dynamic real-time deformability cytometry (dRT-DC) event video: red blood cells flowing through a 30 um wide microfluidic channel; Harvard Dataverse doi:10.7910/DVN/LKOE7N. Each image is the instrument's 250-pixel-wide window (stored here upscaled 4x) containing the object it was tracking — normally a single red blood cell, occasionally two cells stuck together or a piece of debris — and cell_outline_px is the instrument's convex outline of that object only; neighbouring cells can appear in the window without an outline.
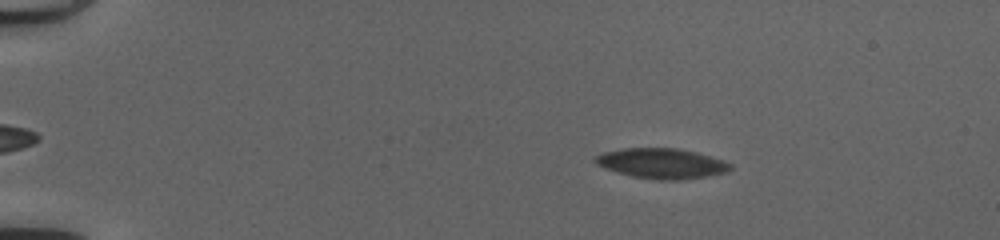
{"species": "common noctule bat (a hibernating species)", "species_latin": "Nyctalus noctula", "temperature_condition": "cold", "stored_images_in_passage": 53, "camera_frame_rate_fps": 3000, "um_per_image_px": 0.085, "animal": {"sex": "female", "body_mass_g": 20.0, "forearm_length_mm": 54.0}, "frame": {"image": 1, "passage_image": 10, "time_ms": 3.0, "image_size_px": [1000, 240], "cell_outline_px": [[732, 168], [728, 172], [704, 176], [676, 180], [660, 180], [632, 176], [596, 164], [596, 156], [604, 152], [624, 148], [676, 148], [696, 152], [724, 160], [732, 164]], "centroid_in_image_um": [56.3, 13.88], "position_along_channel_um": 28.7, "area_um2": 23.35}}
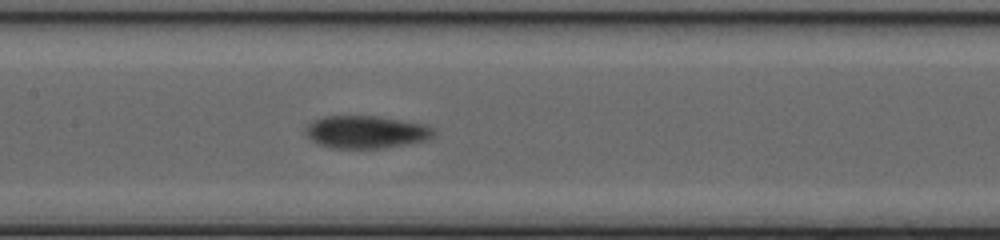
{"frame": {"image": 2, "passage_image": 28, "time_ms": 9.0, "image_size_px": [1000, 240], "cell_outline_px": [[436, 132], [432, 136], [424, 140], [384, 148], [336, 148], [320, 144], [312, 140], [304, 132], [308, 124], [324, 116], [372, 116], [424, 124], [432, 128]], "centroid_in_image_um": [31.09, 11.22], "position_along_channel_um": 176.3, "area_um2": 23.81}}
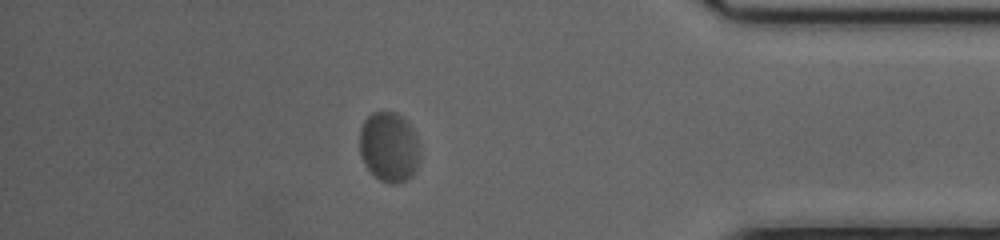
{"frame": {"image": 3, "passage_image": 47, "time_ms": 15.333, "image_size_px": [1000, 240], "cell_outline_px": [[420, 156], [416, 168], [412, 176], [396, 184], [388, 184], [380, 180], [364, 164], [360, 152], [360, 128], [364, 120], [372, 112], [396, 112], [412, 128], [416, 136]], "centroid_in_image_um": [33.06, 12.5], "position_along_channel_um": 402.1, "area_um2": 24.45}, "authors_computed_cell_mechanics": {"area_um2": 23.5246, "velocity_mm_per_s": 4.0044, "shape_relaxation_time_tau1_ms": 2.6453, "shape_relaxation_time_tau2_ms": null, "deformation_change_tau1": 0.0851, "deformation_change_tau2": null}}